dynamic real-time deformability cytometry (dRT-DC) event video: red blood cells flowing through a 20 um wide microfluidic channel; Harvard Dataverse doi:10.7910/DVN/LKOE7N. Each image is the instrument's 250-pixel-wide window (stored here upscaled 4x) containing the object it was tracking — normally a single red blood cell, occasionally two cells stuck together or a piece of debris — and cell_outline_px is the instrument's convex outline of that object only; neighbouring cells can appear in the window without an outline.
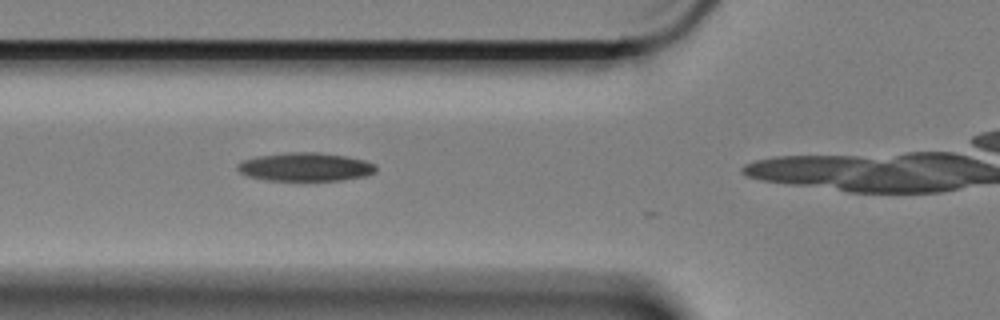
{"species": "Egyptian fruit bat (a non-hibernating species)", "species_latin": "Rousettus aegyptiacus", "temperature_condition": "cold", "stored_images_in_passage": 7, "camera_frame_rate_fps": 3000, "um_per_image_px": 0.085, "animal": {"sex": "female"}, "frame": {"image": 1, "passage_image": 3, "time_ms": 0.667, "image_size_px": [1000, 320], "cell_outline_px": [[376, 172], [368, 176], [344, 180], [264, 180], [248, 176], [240, 172], [236, 168], [244, 160], [260, 156], [288, 152], [316, 152], [348, 156], [364, 160], [376, 164]], "centroid_in_image_um": [26.03, 14.19], "position_along_channel_um": 99.8, "area_um2": 22.95}}
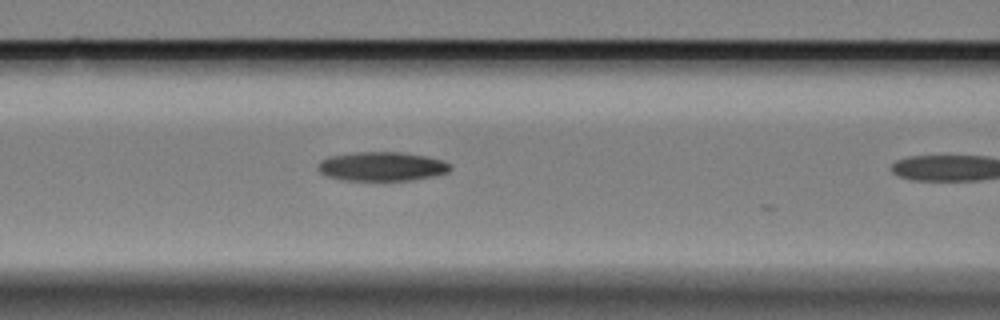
{"frame": {"image": 2, "passage_image": 6, "time_ms": 1.667, "image_size_px": [1000, 320], "cell_outline_px": [[452, 168], [448, 172], [436, 176], [412, 180], [344, 180], [328, 176], [320, 172], [316, 168], [320, 160], [328, 156], [356, 152], [400, 152], [428, 156], [444, 160], [452, 164]], "centroid_in_image_um": [32.5, 14.14], "position_along_channel_um": 134.1, "area_um2": 22.72}}